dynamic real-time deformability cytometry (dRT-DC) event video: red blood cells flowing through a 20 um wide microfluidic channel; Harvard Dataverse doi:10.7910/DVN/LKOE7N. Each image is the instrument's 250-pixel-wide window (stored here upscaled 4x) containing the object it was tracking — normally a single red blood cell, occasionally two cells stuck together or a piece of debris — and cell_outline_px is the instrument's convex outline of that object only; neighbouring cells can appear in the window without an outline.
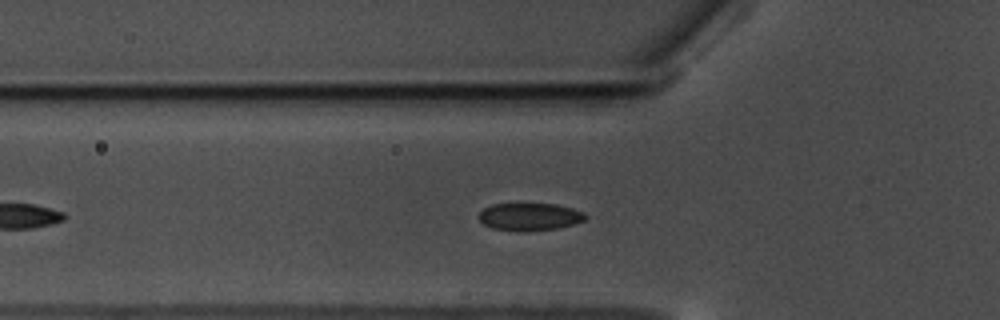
{"species": "common noctule bat (a hibernating species)", "species_latin": "Nyctalus noctula", "temperature_condition": "warm", "stored_images_in_passage": 17, "camera_frame_rate_fps": 3000, "um_per_image_px": 0.085, "animal": {"sex": "male", "body_mass_g": 17.5, "forearm_length_mm": 52.3}, "frame": {"image": 1, "passage_image": 12, "time_ms": 3.667, "image_size_px": [1000, 320], "cell_outline_px": [[588, 216], [584, 220], [572, 224], [556, 228], [524, 232], [516, 232], [492, 228], [484, 224], [476, 216], [484, 208], [492, 204], [556, 204], [572, 208], [584, 212]], "centroid_in_image_um": [44.99, 18.43], "position_along_channel_um": 80.8, "area_um2": 17.22}}